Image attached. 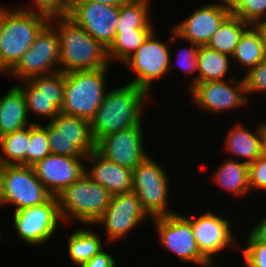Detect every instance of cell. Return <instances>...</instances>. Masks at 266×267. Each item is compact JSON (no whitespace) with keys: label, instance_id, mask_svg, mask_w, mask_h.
I'll return each mask as SVG.
<instances>
[{"label":"cell","instance_id":"8","mask_svg":"<svg viewBox=\"0 0 266 267\" xmlns=\"http://www.w3.org/2000/svg\"><path fill=\"white\" fill-rule=\"evenodd\" d=\"M162 249L177 256L179 262L200 267L213 265L199 250L190 221L179 212L152 218ZM189 262V263H188Z\"/></svg>","mask_w":266,"mask_h":267},{"label":"cell","instance_id":"46","mask_svg":"<svg viewBox=\"0 0 266 267\" xmlns=\"http://www.w3.org/2000/svg\"><path fill=\"white\" fill-rule=\"evenodd\" d=\"M0 27H1V8H0Z\"/></svg>","mask_w":266,"mask_h":267},{"label":"cell","instance_id":"19","mask_svg":"<svg viewBox=\"0 0 266 267\" xmlns=\"http://www.w3.org/2000/svg\"><path fill=\"white\" fill-rule=\"evenodd\" d=\"M68 16L108 49L116 35L119 7L98 2L68 3Z\"/></svg>","mask_w":266,"mask_h":267},{"label":"cell","instance_id":"2","mask_svg":"<svg viewBox=\"0 0 266 267\" xmlns=\"http://www.w3.org/2000/svg\"><path fill=\"white\" fill-rule=\"evenodd\" d=\"M49 23L59 38V71L68 73L111 66L107 49L68 15L51 18Z\"/></svg>","mask_w":266,"mask_h":267},{"label":"cell","instance_id":"41","mask_svg":"<svg viewBox=\"0 0 266 267\" xmlns=\"http://www.w3.org/2000/svg\"><path fill=\"white\" fill-rule=\"evenodd\" d=\"M250 26L259 35L260 42L266 53V19H260L258 21H255Z\"/></svg>","mask_w":266,"mask_h":267},{"label":"cell","instance_id":"25","mask_svg":"<svg viewBox=\"0 0 266 267\" xmlns=\"http://www.w3.org/2000/svg\"><path fill=\"white\" fill-rule=\"evenodd\" d=\"M197 61V83L233 78L230 73L232 72L231 67L235 65H232L231 57L228 55L212 50L207 46H199Z\"/></svg>","mask_w":266,"mask_h":267},{"label":"cell","instance_id":"26","mask_svg":"<svg viewBox=\"0 0 266 267\" xmlns=\"http://www.w3.org/2000/svg\"><path fill=\"white\" fill-rule=\"evenodd\" d=\"M87 228V229H86ZM90 227L76 228L67 240V252L70 262L77 267L82 263L89 261L95 254L99 253L105 247L102 245L103 241L100 239V234L95 230L88 229Z\"/></svg>","mask_w":266,"mask_h":267},{"label":"cell","instance_id":"22","mask_svg":"<svg viewBox=\"0 0 266 267\" xmlns=\"http://www.w3.org/2000/svg\"><path fill=\"white\" fill-rule=\"evenodd\" d=\"M225 136V148L223 149L226 151L224 153H227L228 156L234 155L230 156V159L239 160L249 165L261 156L260 123L257 124L254 131H251L241 122H237Z\"/></svg>","mask_w":266,"mask_h":267},{"label":"cell","instance_id":"32","mask_svg":"<svg viewBox=\"0 0 266 267\" xmlns=\"http://www.w3.org/2000/svg\"><path fill=\"white\" fill-rule=\"evenodd\" d=\"M33 121L34 123L30 125V143L26 151V166H33L37 161L51 154L47 123L43 125L35 119Z\"/></svg>","mask_w":266,"mask_h":267},{"label":"cell","instance_id":"24","mask_svg":"<svg viewBox=\"0 0 266 267\" xmlns=\"http://www.w3.org/2000/svg\"><path fill=\"white\" fill-rule=\"evenodd\" d=\"M218 187L230 193L232 197H247L250 194L249 166L239 160L227 158L211 176ZM234 195V196H233Z\"/></svg>","mask_w":266,"mask_h":267},{"label":"cell","instance_id":"42","mask_svg":"<svg viewBox=\"0 0 266 267\" xmlns=\"http://www.w3.org/2000/svg\"><path fill=\"white\" fill-rule=\"evenodd\" d=\"M129 0H68V3H86V2H98L106 5L119 7Z\"/></svg>","mask_w":266,"mask_h":267},{"label":"cell","instance_id":"12","mask_svg":"<svg viewBox=\"0 0 266 267\" xmlns=\"http://www.w3.org/2000/svg\"><path fill=\"white\" fill-rule=\"evenodd\" d=\"M50 152L55 155L86 157L95 150L90 122L59 113L47 123Z\"/></svg>","mask_w":266,"mask_h":267},{"label":"cell","instance_id":"31","mask_svg":"<svg viewBox=\"0 0 266 267\" xmlns=\"http://www.w3.org/2000/svg\"><path fill=\"white\" fill-rule=\"evenodd\" d=\"M154 30L116 31L115 39L107 49L110 63H123ZM114 61V62H113Z\"/></svg>","mask_w":266,"mask_h":267},{"label":"cell","instance_id":"45","mask_svg":"<svg viewBox=\"0 0 266 267\" xmlns=\"http://www.w3.org/2000/svg\"><path fill=\"white\" fill-rule=\"evenodd\" d=\"M209 267H220V266H218L217 263H216V264H213V265H211Z\"/></svg>","mask_w":266,"mask_h":267},{"label":"cell","instance_id":"13","mask_svg":"<svg viewBox=\"0 0 266 267\" xmlns=\"http://www.w3.org/2000/svg\"><path fill=\"white\" fill-rule=\"evenodd\" d=\"M15 85L22 91L30 120L39 116L37 120L43 118L49 123L60 113L64 100L63 72L36 76Z\"/></svg>","mask_w":266,"mask_h":267},{"label":"cell","instance_id":"15","mask_svg":"<svg viewBox=\"0 0 266 267\" xmlns=\"http://www.w3.org/2000/svg\"><path fill=\"white\" fill-rule=\"evenodd\" d=\"M51 196L32 166L3 165L2 207L13 206L18 211L42 204Z\"/></svg>","mask_w":266,"mask_h":267},{"label":"cell","instance_id":"14","mask_svg":"<svg viewBox=\"0 0 266 267\" xmlns=\"http://www.w3.org/2000/svg\"><path fill=\"white\" fill-rule=\"evenodd\" d=\"M188 216L185 215L191 223L197 246L212 264H214V258L221 252L229 250V247L239 250L241 241L233 232L232 218L219 216V213L215 214L208 209L197 217Z\"/></svg>","mask_w":266,"mask_h":267},{"label":"cell","instance_id":"35","mask_svg":"<svg viewBox=\"0 0 266 267\" xmlns=\"http://www.w3.org/2000/svg\"><path fill=\"white\" fill-rule=\"evenodd\" d=\"M29 7L17 6V8L42 14L49 19L54 17L66 16L69 13L68 0H32Z\"/></svg>","mask_w":266,"mask_h":267},{"label":"cell","instance_id":"34","mask_svg":"<svg viewBox=\"0 0 266 267\" xmlns=\"http://www.w3.org/2000/svg\"><path fill=\"white\" fill-rule=\"evenodd\" d=\"M190 46L180 48L178 49V54L176 53V59H175V64L177 67L186 73L187 76H192L190 77L191 83H189V90L197 84V73H198V61H197V55L199 51V45L194 44L192 42H189ZM195 73V74H194ZM195 75V76H194ZM194 77V78H193Z\"/></svg>","mask_w":266,"mask_h":267},{"label":"cell","instance_id":"7","mask_svg":"<svg viewBox=\"0 0 266 267\" xmlns=\"http://www.w3.org/2000/svg\"><path fill=\"white\" fill-rule=\"evenodd\" d=\"M168 177L165 168L152 155L132 170V191L137 194L142 208L151 218L177 213L172 207L169 208L172 188Z\"/></svg>","mask_w":266,"mask_h":267},{"label":"cell","instance_id":"5","mask_svg":"<svg viewBox=\"0 0 266 267\" xmlns=\"http://www.w3.org/2000/svg\"><path fill=\"white\" fill-rule=\"evenodd\" d=\"M59 212L64 224L70 220L92 226L111 202L112 195L86 174L68 186L58 197Z\"/></svg>","mask_w":266,"mask_h":267},{"label":"cell","instance_id":"44","mask_svg":"<svg viewBox=\"0 0 266 267\" xmlns=\"http://www.w3.org/2000/svg\"><path fill=\"white\" fill-rule=\"evenodd\" d=\"M2 192H3V165L0 163V206L2 207Z\"/></svg>","mask_w":266,"mask_h":267},{"label":"cell","instance_id":"37","mask_svg":"<svg viewBox=\"0 0 266 267\" xmlns=\"http://www.w3.org/2000/svg\"><path fill=\"white\" fill-rule=\"evenodd\" d=\"M247 97L254 94L266 95V58L243 76Z\"/></svg>","mask_w":266,"mask_h":267},{"label":"cell","instance_id":"3","mask_svg":"<svg viewBox=\"0 0 266 267\" xmlns=\"http://www.w3.org/2000/svg\"><path fill=\"white\" fill-rule=\"evenodd\" d=\"M49 21L42 14L1 7L0 74H7L17 64Z\"/></svg>","mask_w":266,"mask_h":267},{"label":"cell","instance_id":"23","mask_svg":"<svg viewBox=\"0 0 266 267\" xmlns=\"http://www.w3.org/2000/svg\"><path fill=\"white\" fill-rule=\"evenodd\" d=\"M31 124L33 122H31L28 116L22 91L16 85H12L0 97V137L23 129Z\"/></svg>","mask_w":266,"mask_h":267},{"label":"cell","instance_id":"33","mask_svg":"<svg viewBox=\"0 0 266 267\" xmlns=\"http://www.w3.org/2000/svg\"><path fill=\"white\" fill-rule=\"evenodd\" d=\"M230 13L242 21L252 24L266 19V0H226Z\"/></svg>","mask_w":266,"mask_h":267},{"label":"cell","instance_id":"39","mask_svg":"<svg viewBox=\"0 0 266 267\" xmlns=\"http://www.w3.org/2000/svg\"><path fill=\"white\" fill-rule=\"evenodd\" d=\"M105 246L99 253L95 254L89 261L82 263L79 267H116L117 261L113 253L106 251Z\"/></svg>","mask_w":266,"mask_h":267},{"label":"cell","instance_id":"1","mask_svg":"<svg viewBox=\"0 0 266 267\" xmlns=\"http://www.w3.org/2000/svg\"><path fill=\"white\" fill-rule=\"evenodd\" d=\"M149 96L144 89L129 83L110 88L90 122L95 144L102 137L140 124Z\"/></svg>","mask_w":266,"mask_h":267},{"label":"cell","instance_id":"17","mask_svg":"<svg viewBox=\"0 0 266 267\" xmlns=\"http://www.w3.org/2000/svg\"><path fill=\"white\" fill-rule=\"evenodd\" d=\"M143 127L142 121L140 124L102 137L95 144V150L117 165L133 170L151 155L145 151L143 134L146 132L143 131Z\"/></svg>","mask_w":266,"mask_h":267},{"label":"cell","instance_id":"27","mask_svg":"<svg viewBox=\"0 0 266 267\" xmlns=\"http://www.w3.org/2000/svg\"><path fill=\"white\" fill-rule=\"evenodd\" d=\"M151 1L129 0L119 6L116 31L154 30L150 17Z\"/></svg>","mask_w":266,"mask_h":267},{"label":"cell","instance_id":"28","mask_svg":"<svg viewBox=\"0 0 266 267\" xmlns=\"http://www.w3.org/2000/svg\"><path fill=\"white\" fill-rule=\"evenodd\" d=\"M249 27L250 24L230 14L212 35L206 46L231 57L242 34Z\"/></svg>","mask_w":266,"mask_h":267},{"label":"cell","instance_id":"38","mask_svg":"<svg viewBox=\"0 0 266 267\" xmlns=\"http://www.w3.org/2000/svg\"><path fill=\"white\" fill-rule=\"evenodd\" d=\"M249 186L251 192H266V157L260 156L249 164ZM256 189V190H255Z\"/></svg>","mask_w":266,"mask_h":267},{"label":"cell","instance_id":"16","mask_svg":"<svg viewBox=\"0 0 266 267\" xmlns=\"http://www.w3.org/2000/svg\"><path fill=\"white\" fill-rule=\"evenodd\" d=\"M188 92L198 109L213 115L231 112L251 101L247 97L243 77L197 83Z\"/></svg>","mask_w":266,"mask_h":267},{"label":"cell","instance_id":"6","mask_svg":"<svg viewBox=\"0 0 266 267\" xmlns=\"http://www.w3.org/2000/svg\"><path fill=\"white\" fill-rule=\"evenodd\" d=\"M171 37L169 41H161L157 38L156 30H154L142 45L129 57L123 64L129 70L133 71L135 78L129 84H133L144 89L149 95H152L153 83L165 75L169 74L173 68L171 45L174 41L181 39L174 33L171 28ZM172 64V65H171ZM170 71V72H169Z\"/></svg>","mask_w":266,"mask_h":267},{"label":"cell","instance_id":"21","mask_svg":"<svg viewBox=\"0 0 266 267\" xmlns=\"http://www.w3.org/2000/svg\"><path fill=\"white\" fill-rule=\"evenodd\" d=\"M85 174L102 185L111 195L131 192L132 170L108 160L96 150L85 157Z\"/></svg>","mask_w":266,"mask_h":267},{"label":"cell","instance_id":"20","mask_svg":"<svg viewBox=\"0 0 266 267\" xmlns=\"http://www.w3.org/2000/svg\"><path fill=\"white\" fill-rule=\"evenodd\" d=\"M85 157L49 154L32 168L47 191L58 197L68 186L85 174Z\"/></svg>","mask_w":266,"mask_h":267},{"label":"cell","instance_id":"36","mask_svg":"<svg viewBox=\"0 0 266 267\" xmlns=\"http://www.w3.org/2000/svg\"><path fill=\"white\" fill-rule=\"evenodd\" d=\"M239 250L242 251L245 267H266V244L255 241L249 234Z\"/></svg>","mask_w":266,"mask_h":267},{"label":"cell","instance_id":"10","mask_svg":"<svg viewBox=\"0 0 266 267\" xmlns=\"http://www.w3.org/2000/svg\"><path fill=\"white\" fill-rule=\"evenodd\" d=\"M151 221L137 194L131 191L112 195L110 204L93 226H102L107 240L105 243L111 244L131 235L135 227Z\"/></svg>","mask_w":266,"mask_h":267},{"label":"cell","instance_id":"30","mask_svg":"<svg viewBox=\"0 0 266 267\" xmlns=\"http://www.w3.org/2000/svg\"><path fill=\"white\" fill-rule=\"evenodd\" d=\"M30 143V125L0 137V163L26 165V151Z\"/></svg>","mask_w":266,"mask_h":267},{"label":"cell","instance_id":"43","mask_svg":"<svg viewBox=\"0 0 266 267\" xmlns=\"http://www.w3.org/2000/svg\"><path fill=\"white\" fill-rule=\"evenodd\" d=\"M261 155L266 157V121L260 123Z\"/></svg>","mask_w":266,"mask_h":267},{"label":"cell","instance_id":"11","mask_svg":"<svg viewBox=\"0 0 266 267\" xmlns=\"http://www.w3.org/2000/svg\"><path fill=\"white\" fill-rule=\"evenodd\" d=\"M60 45L56 29L48 23L36 36L32 46L6 74L22 82L36 76L59 71Z\"/></svg>","mask_w":266,"mask_h":267},{"label":"cell","instance_id":"4","mask_svg":"<svg viewBox=\"0 0 266 267\" xmlns=\"http://www.w3.org/2000/svg\"><path fill=\"white\" fill-rule=\"evenodd\" d=\"M109 69L64 73V100L60 113L91 122L109 90L106 84Z\"/></svg>","mask_w":266,"mask_h":267},{"label":"cell","instance_id":"18","mask_svg":"<svg viewBox=\"0 0 266 267\" xmlns=\"http://www.w3.org/2000/svg\"><path fill=\"white\" fill-rule=\"evenodd\" d=\"M206 3L195 9L172 26L174 33L183 41L206 46L212 35L231 14L226 0Z\"/></svg>","mask_w":266,"mask_h":267},{"label":"cell","instance_id":"40","mask_svg":"<svg viewBox=\"0 0 266 267\" xmlns=\"http://www.w3.org/2000/svg\"><path fill=\"white\" fill-rule=\"evenodd\" d=\"M251 227L248 234L257 242L266 244V215Z\"/></svg>","mask_w":266,"mask_h":267},{"label":"cell","instance_id":"9","mask_svg":"<svg viewBox=\"0 0 266 267\" xmlns=\"http://www.w3.org/2000/svg\"><path fill=\"white\" fill-rule=\"evenodd\" d=\"M12 214L14 230L20 241L32 247L46 244L63 227L59 201L55 196L42 204L13 211Z\"/></svg>","mask_w":266,"mask_h":267},{"label":"cell","instance_id":"29","mask_svg":"<svg viewBox=\"0 0 266 267\" xmlns=\"http://www.w3.org/2000/svg\"><path fill=\"white\" fill-rule=\"evenodd\" d=\"M266 58V53L260 42L259 35L250 26L241 36L231 56L232 65L238 64L243 68V74L250 69L256 67L262 60ZM245 69V70H244Z\"/></svg>","mask_w":266,"mask_h":267}]
</instances>
